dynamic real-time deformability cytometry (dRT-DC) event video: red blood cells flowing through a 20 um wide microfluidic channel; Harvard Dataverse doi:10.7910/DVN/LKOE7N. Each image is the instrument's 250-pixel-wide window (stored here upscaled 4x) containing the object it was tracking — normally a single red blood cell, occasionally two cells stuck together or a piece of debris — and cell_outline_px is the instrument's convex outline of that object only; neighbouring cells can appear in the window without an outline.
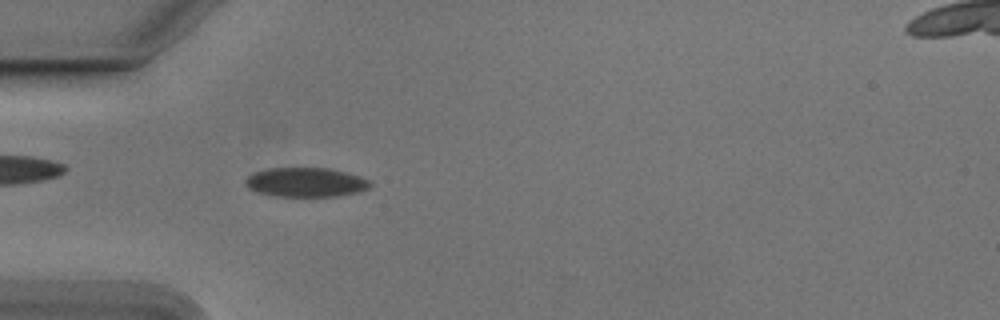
{"species": "Egyptian fruit bat (a non-hibernating species)", "species_latin": "Rousettus aegyptiacus", "temperature_condition": "cold", "stored_images_in_passage": 46, "camera_frame_rate_fps": 3000, "um_per_image_px": 0.085, "animal": {"sex": "male"}, "frame": {"image": 1, "passage_image": 14, "time_ms": 4.333, "image_size_px": [1000, 320], "cell_outline_px": [[372, 188], [360, 192], [336, 196], [272, 196], [256, 192], [248, 188], [244, 184], [244, 180], [248, 176], [256, 172], [268, 168], [328, 168], [360, 176], [368, 180], [372, 184]], "centroid_in_image_um": [25.99, 15.5], "position_along_channel_um": 59.0, "area_um2": 21.44}}
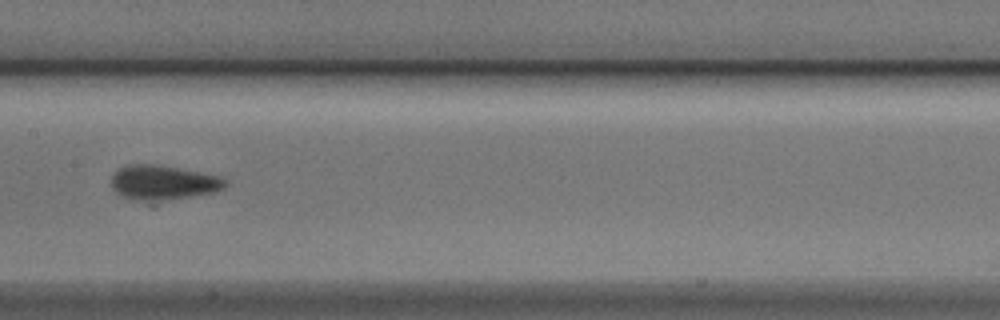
{"frame": {"image": 2, "passage_image": 25, "time_ms": 8.0, "image_size_px": [1000, 320], "cell_outline_px": [[228, 184], [224, 188], [216, 192], [148, 204], [132, 200], [120, 196], [112, 188], [112, 176], [120, 168], [128, 164], [156, 164], [220, 176], [228, 180]], "centroid_in_image_um": [13.87, 15.56], "position_along_channel_um": 193.5, "area_um2": 23.64}}
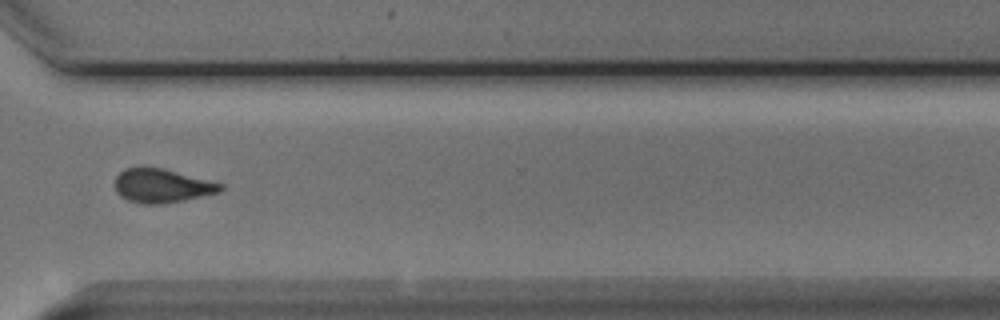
{"frame": {"image": 3, "passage_image": 38, "time_ms": 12.333, "image_size_px": [1000, 320], "cell_outline_px": [[224, 188], [220, 192], [184, 200], [164, 204], [140, 204], [128, 200], [120, 196], [116, 192], [116, 176], [124, 168], [160, 168], [224, 184]], "centroid_in_image_um": [13.76, 15.81], "position_along_channel_um": 356.8, "area_um2": 20.58}, "authors_computed_cell_mechanics": {"area_um2": 21.7906, "velocity_mm_per_s": 3.7717, "shape_relaxation_time_tau1_ms": 5.8522, "shape_relaxation_time_tau2_ms": 7.8578, "deformation_change_tau1": 0.097, "deformation_change_tau2": 0.0803}}